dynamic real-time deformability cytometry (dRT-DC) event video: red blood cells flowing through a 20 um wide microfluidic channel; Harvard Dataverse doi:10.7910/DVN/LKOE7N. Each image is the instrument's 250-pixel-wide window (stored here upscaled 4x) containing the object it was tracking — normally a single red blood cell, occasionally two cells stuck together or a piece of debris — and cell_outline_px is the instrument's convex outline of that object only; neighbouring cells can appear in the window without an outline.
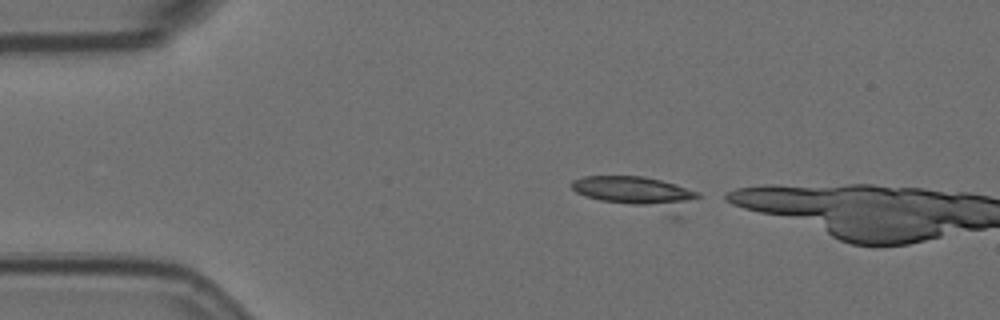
{"species": "Egyptian fruit bat (a non-hibernating species)", "species_latin": "Rousettus aegyptiacus", "temperature_condition": "room temperature", "stored_images_in_passage": 5, "camera_frame_rate_fps": 3000, "um_per_image_px": 0.085, "animal": {"sex": "female"}, "frame": {"image": 1, "passage_image": 1, "time_ms": 0.0, "image_size_px": [1000, 320], "cell_outline_px": [[700, 196], [680, 220], [672, 220], [600, 200], [576, 192], [572, 188], [572, 180], [584, 176], [644, 176], [676, 184], [700, 192]], "centroid_in_image_um": [54.36, 16.51], "position_along_channel_um": 30.6, "area_um2": 25.55}}